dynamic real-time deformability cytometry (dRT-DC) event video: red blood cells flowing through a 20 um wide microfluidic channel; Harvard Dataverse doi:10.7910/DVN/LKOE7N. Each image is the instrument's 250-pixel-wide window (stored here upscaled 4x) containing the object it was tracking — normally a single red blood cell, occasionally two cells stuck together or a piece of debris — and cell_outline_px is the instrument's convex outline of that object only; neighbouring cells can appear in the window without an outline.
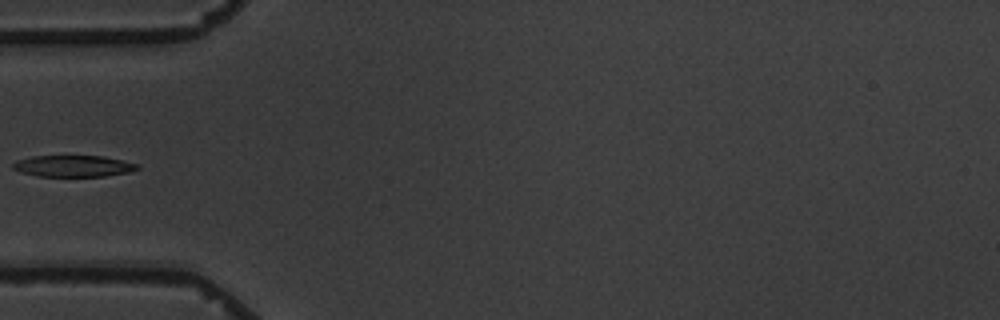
{"species": "common noctule bat (a hibernating species)", "species_latin": "Nyctalus noctula", "temperature_condition": "warm", "stored_images_in_passage": 6, "camera_frame_rate_fps": 3000, "um_per_image_px": 0.085, "animal": {"sex": "male", "body_mass_g": 19.5, "forearm_length_mm": 54.6}, "frame": {"image": 1, "passage_image": 6, "time_ms": 5.667, "image_size_px": [1000, 320], "cell_outline_px": [[140, 168], [128, 172], [104, 176], [36, 176], [20, 172], [12, 168], [12, 164], [16, 160], [32, 156], [104, 156], [140, 164]], "centroid_in_image_um": [6.22, 14.11], "position_along_channel_um": 78.8, "area_um2": 15.61}}